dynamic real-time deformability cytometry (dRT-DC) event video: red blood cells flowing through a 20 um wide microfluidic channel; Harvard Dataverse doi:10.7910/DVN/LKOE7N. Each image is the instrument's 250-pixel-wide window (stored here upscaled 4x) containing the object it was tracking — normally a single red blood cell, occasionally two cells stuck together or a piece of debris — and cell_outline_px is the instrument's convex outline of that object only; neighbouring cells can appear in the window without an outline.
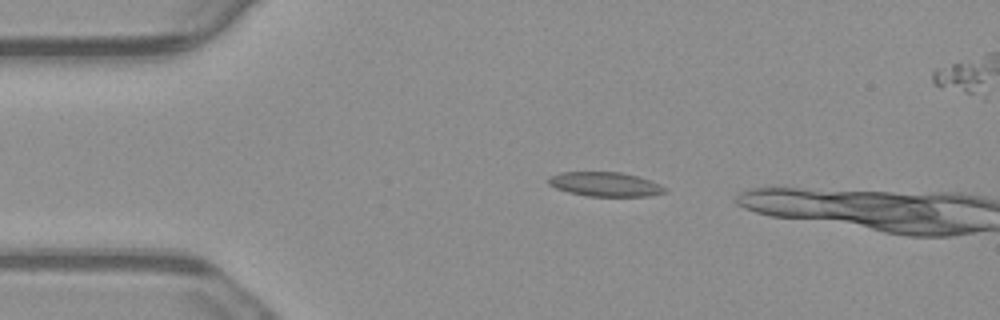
{"species": "common noctule bat (a hibernating species)", "species_latin": "Nyctalus noctula", "temperature_condition": "warm", "stored_images_in_passage": 3, "camera_frame_rate_fps": 3000, "um_per_image_px": 0.085, "animal": {"sex": "male", "body_mass_g": 23.1, "forearm_length_mm": 52.7}, "frame": {"image": 1, "passage_image": 1, "time_ms": 0.0, "image_size_px": [1000, 320], "cell_outline_px": [[668, 192], [648, 196], [588, 196], [568, 192], [556, 188], [548, 184], [548, 176], [560, 172], [620, 172], [636, 176], [660, 184], [668, 188]], "centroid_in_image_um": [51.43, 15.66], "position_along_channel_um": 33.6, "area_um2": 16.53}}